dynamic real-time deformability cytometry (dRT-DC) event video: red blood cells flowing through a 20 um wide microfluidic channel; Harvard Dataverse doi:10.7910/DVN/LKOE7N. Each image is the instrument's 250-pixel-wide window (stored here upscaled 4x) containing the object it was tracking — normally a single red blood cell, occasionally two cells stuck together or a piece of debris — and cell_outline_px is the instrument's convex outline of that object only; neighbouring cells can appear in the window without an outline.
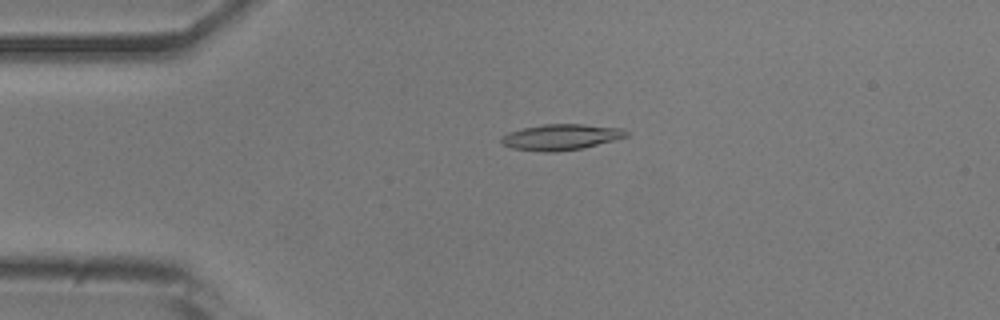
{"species": "common noctule bat (a hibernating species)", "species_latin": "Nyctalus noctula", "temperature_condition": "room temperature", "stored_images_in_passage": 22, "camera_frame_rate_fps": 3000, "um_per_image_px": 0.085, "animal": {"sex": "male", "body_mass_g": 20.5, "forearm_length_mm": 52.5}, "frame": {"image": 1, "passage_image": 6, "time_ms": 1.667, "image_size_px": [1000, 320], "cell_outline_px": [[628, 136], [616, 140], [580, 148], [552, 152], [544, 152], [512, 148], [500, 144], [500, 140], [508, 132], [524, 128], [544, 124], [584, 124], [624, 128], [628, 132]], "centroid_in_image_um": [47.7, 11.64], "position_along_channel_um": 37.3, "area_um2": 18.79}}
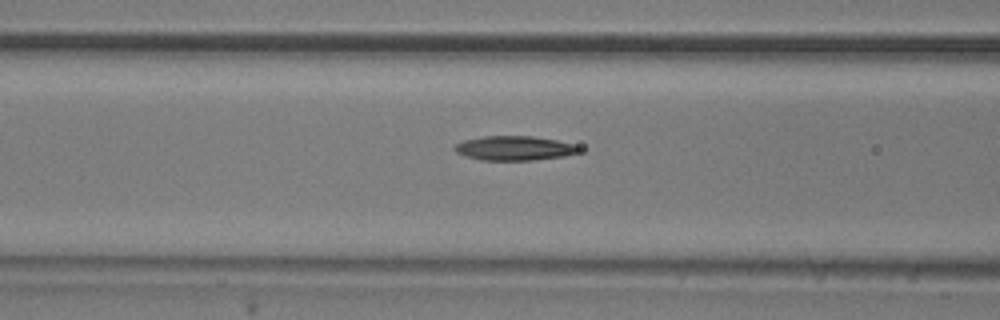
{"frame": {"image": 2, "passage_image": 15, "time_ms": 4.667, "image_size_px": [1000, 320], "cell_outline_px": [[584, 152], [564, 156], [532, 160], [480, 160], [456, 152], [452, 148], [456, 144], [464, 140], [484, 136], [532, 136], [556, 140], [572, 144], [584, 148]], "centroid_in_image_um": [43.78, 12.59], "position_along_channel_um": 122.8, "area_um2": 17.74}}
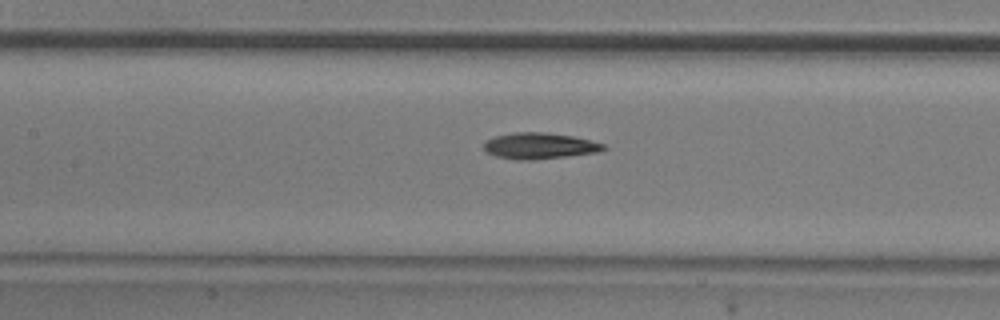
{"frame": {"image": 3, "passage_image": 18, "time_ms": 5.667, "image_size_px": [1000, 320], "cell_outline_px": [[608, 148], [596, 152], [532, 160], [516, 160], [496, 156], [488, 152], [484, 148], [484, 140], [496, 136], [516, 132], [544, 132], [572, 136], [604, 144]], "centroid_in_image_um": [45.82, 12.39], "position_along_channel_um": 161.6, "area_um2": 17.98}}